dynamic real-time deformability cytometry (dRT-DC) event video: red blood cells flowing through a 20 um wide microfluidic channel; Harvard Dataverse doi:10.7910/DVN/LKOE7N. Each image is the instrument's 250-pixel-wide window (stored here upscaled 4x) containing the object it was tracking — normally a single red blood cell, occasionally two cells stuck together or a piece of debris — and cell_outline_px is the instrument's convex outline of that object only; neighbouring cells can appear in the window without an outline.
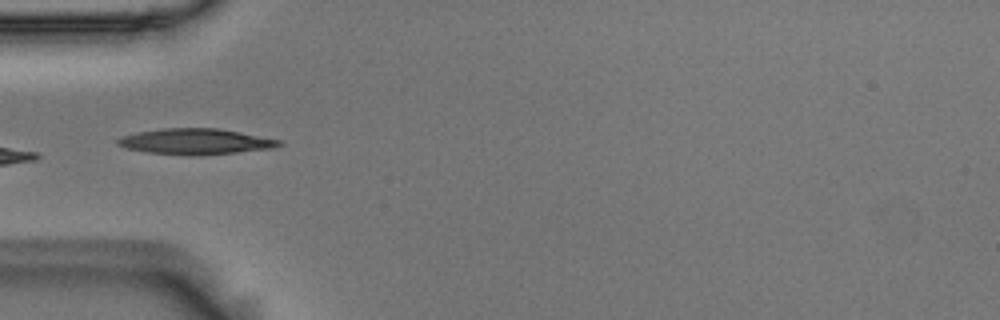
{"species": "Egyptian fruit bat (a non-hibernating species)", "species_latin": "Rousettus aegyptiacus", "temperature_condition": "room temperature", "stored_images_in_passage": 7, "camera_frame_rate_fps": 3000, "um_per_image_px": 0.085, "animal": {"sex": "male"}, "frame": {"image": 1, "passage_image": 6, "time_ms": 1.667, "image_size_px": [1000, 320], "cell_outline_px": [[284, 144], [276, 148], [196, 156], [188, 156], [148, 152], [124, 148], [116, 144], [116, 140], [124, 136], [136, 132], [164, 128], [216, 128], [240, 132], [280, 140]], "centroid_in_image_um": [16.62, 12.04], "position_along_channel_um": 68.4, "area_um2": 24.33}}
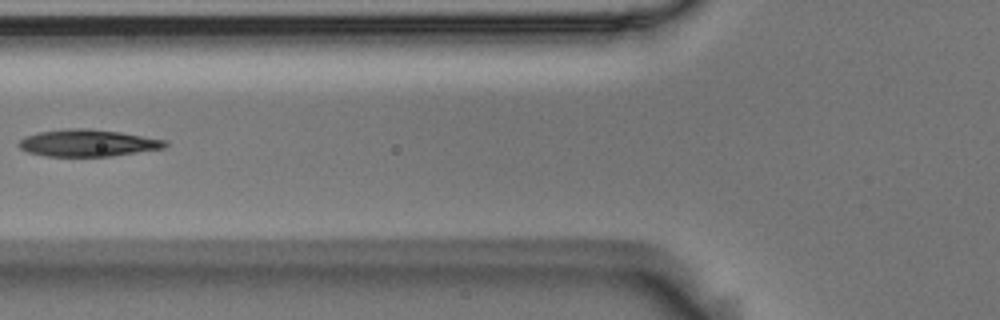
{"frame": {"image": 2, "passage_image": 7, "time_ms": 2.0, "image_size_px": [1000, 320], "cell_outline_px": [[168, 144], [164, 148], [112, 156], [44, 156], [28, 152], [20, 148], [16, 144], [24, 136], [40, 132], [68, 128], [88, 128], [120, 132], [168, 140]], "centroid_in_image_um": [7.46, 12.15], "position_along_channel_um": 118.3, "area_um2": 23.06}}